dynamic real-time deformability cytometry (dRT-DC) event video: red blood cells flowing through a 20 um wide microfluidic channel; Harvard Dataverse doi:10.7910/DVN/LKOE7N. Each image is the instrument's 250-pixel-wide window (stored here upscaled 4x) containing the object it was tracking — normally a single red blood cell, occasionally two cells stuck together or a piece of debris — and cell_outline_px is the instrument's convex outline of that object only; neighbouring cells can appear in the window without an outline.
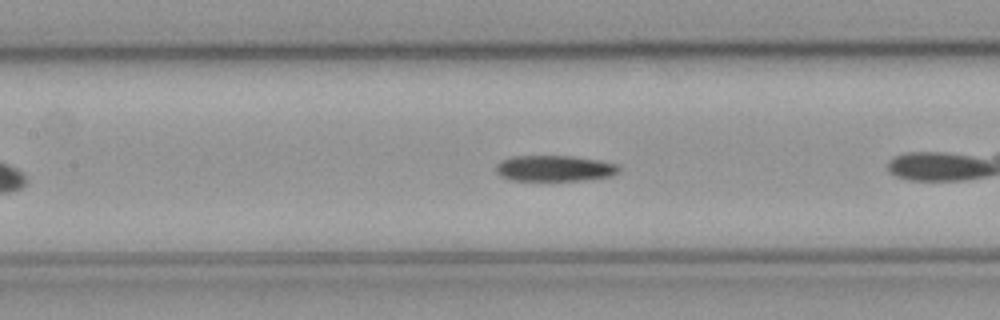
{"species": "common noctule bat (a hibernating species)", "species_latin": "Nyctalus noctula", "temperature_condition": "cold", "stored_images_in_passage": 40, "camera_frame_rate_fps": 3000, "um_per_image_px": 0.085, "animal": {"sex": "male", "body_mass_g": 23.1, "forearm_length_mm": 52.7}, "frame": {"image": 1, "passage_image": 12, "time_ms": 3.667, "image_size_px": [1000, 320], "cell_outline_px": [[620, 168], [616, 172], [608, 176], [584, 180], [512, 180], [500, 176], [496, 172], [496, 168], [504, 160], [512, 156], [572, 156], [600, 160], [616, 164]], "centroid_in_image_um": [47.13, 14.3], "position_along_channel_um": 160.3, "area_um2": 18.21}}